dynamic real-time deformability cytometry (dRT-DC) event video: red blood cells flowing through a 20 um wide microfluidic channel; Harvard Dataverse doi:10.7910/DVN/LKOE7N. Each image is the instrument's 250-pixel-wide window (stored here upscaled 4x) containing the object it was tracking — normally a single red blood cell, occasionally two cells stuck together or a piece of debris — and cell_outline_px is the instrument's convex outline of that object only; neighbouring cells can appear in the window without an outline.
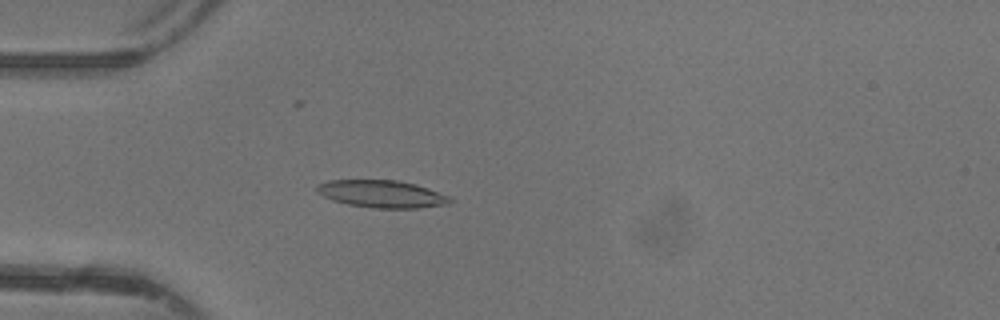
{"species": "common noctule bat (a hibernating species)", "species_latin": "Nyctalus noctula", "temperature_condition": "warm", "stored_images_in_passage": 47, "camera_frame_rate_fps": 3000, "um_per_image_px": 0.085, "animal": {"sex": "female"}, "frame": {"image": 1, "passage_image": 14, "time_ms": 4.333, "image_size_px": [1000, 320], "cell_outline_px": [[452, 200], [448, 204], [416, 208], [372, 208], [348, 204], [332, 200], [324, 196], [316, 188], [316, 184], [328, 180], [396, 180], [416, 184], [452, 196]], "centroid_in_image_um": [32.48, 16.48], "position_along_channel_um": 52.5, "area_um2": 21.27}}
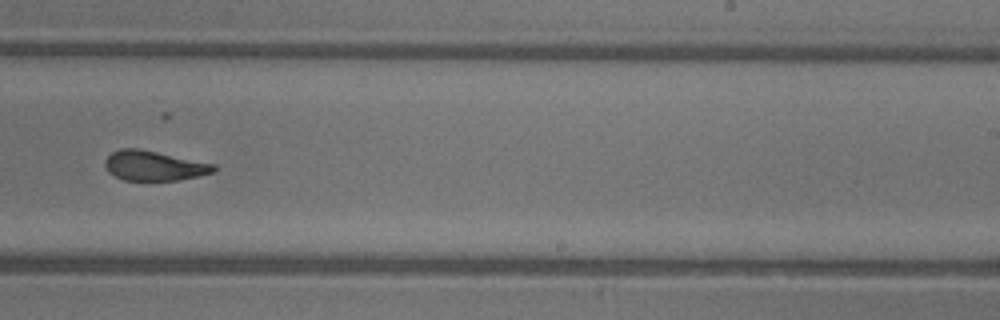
{"frame": {"image": 2, "passage_image": 30, "time_ms": 9.667, "image_size_px": [1000, 320], "cell_outline_px": [[220, 168], [216, 172], [200, 176], [176, 180], [124, 180], [108, 172], [104, 164], [104, 160], [112, 152], [120, 148], [136, 148], [216, 164]], "centroid_in_image_um": [13.13, 14.09], "position_along_channel_um": 275.9, "area_um2": 18.96}}
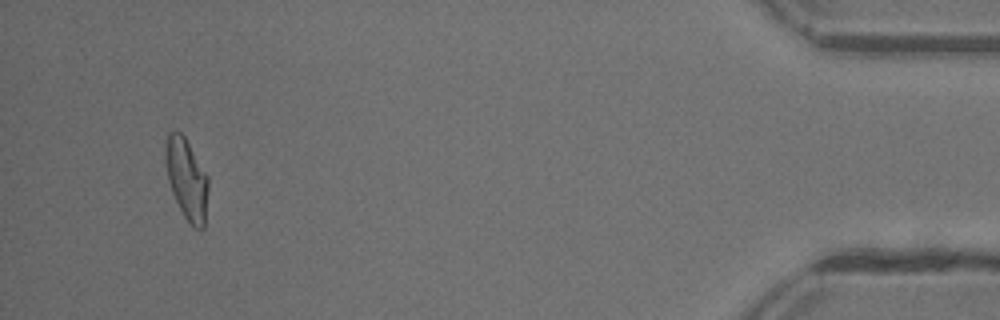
{"frame": {"image": 3, "passage_image": 45, "time_ms": 14.667, "image_size_px": [1000, 320], "cell_outline_px": [[208, 188], [204, 228], [200, 232], [192, 228], [184, 216], [172, 192], [168, 180], [164, 160], [164, 144], [168, 132], [180, 132], [184, 136], [208, 176]], "centroid_in_image_um": [15.85, 15.24], "position_along_channel_um": 419.3, "area_um2": 20.4}, "authors_computed_cell_mechanics": {"area_um2": 20.2878, "velocity_mm_per_s": 4.3868, "shape_relaxation_time_tau1_ms": 6.7052, "shape_relaxation_time_tau2_ms": 1.5665, "deformation_change_tau1": 0.2322, "deformation_change_tau2": 0.0972}}